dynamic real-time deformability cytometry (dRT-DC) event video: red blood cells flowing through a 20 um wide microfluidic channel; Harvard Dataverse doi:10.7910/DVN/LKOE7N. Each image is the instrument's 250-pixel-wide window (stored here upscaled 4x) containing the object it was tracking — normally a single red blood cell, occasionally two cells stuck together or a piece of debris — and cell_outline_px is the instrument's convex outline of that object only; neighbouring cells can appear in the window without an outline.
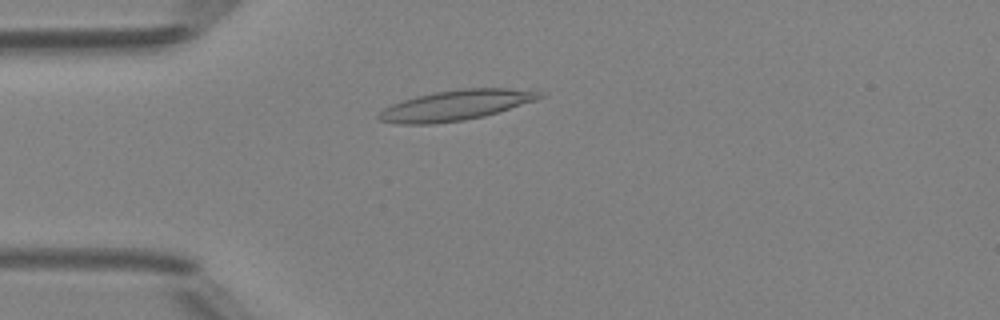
{"species": "Egyptian fruit bat (a non-hibernating species)", "species_latin": "Rousettus aegyptiacus", "temperature_condition": "room temperature", "stored_images_in_passage": 32, "camera_frame_rate_fps": 3000, "um_per_image_px": 0.085, "animal": {"sex": "female"}, "frame": {"image": 1, "passage_image": 5, "time_ms": 1.333, "image_size_px": [1000, 320], "cell_outline_px": [[544, 96], [536, 100], [484, 116], [464, 120], [432, 124], [396, 124], [380, 120], [376, 116], [384, 108], [392, 104], [416, 96], [432, 92], [460, 88], [508, 88], [544, 92]], "centroid_in_image_um": [38.73, 8.94], "position_along_channel_um": 46.3, "area_um2": 28.32}}
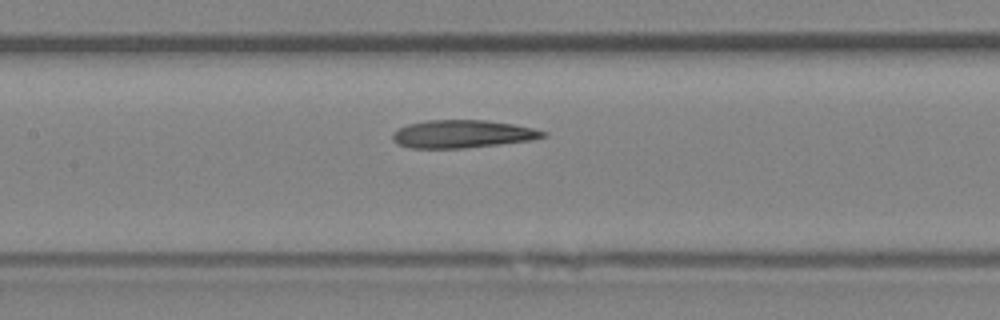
{"frame": {"image": 2, "passage_image": 15, "time_ms": 4.667, "image_size_px": [1000, 320], "cell_outline_px": [[548, 136], [532, 140], [464, 148], [412, 148], [396, 144], [392, 140], [392, 132], [408, 124], [428, 120], [484, 120], [512, 124], [532, 128], [548, 132]], "centroid_in_image_um": [39.29, 11.39], "position_along_channel_um": 168.1, "area_um2": 24.39}}
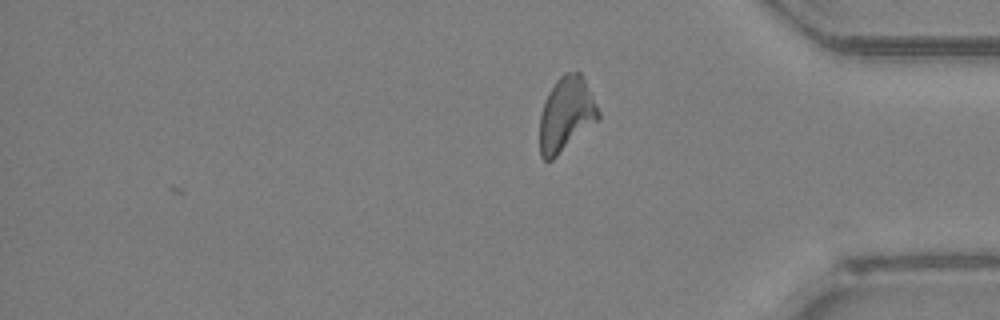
{"frame": {"image": 3, "passage_image": 32, "time_ms": 10.333, "image_size_px": [1000, 320], "cell_outline_px": [[600, 120], [552, 160], [544, 160], [540, 156], [540, 116], [548, 92], [556, 80], [564, 72], [580, 72], [600, 112]], "centroid_in_image_um": [48.13, 9.74], "position_along_channel_um": 387.1, "area_um2": 25.37}, "authors_computed_cell_mechanics": {"area_um2": 24.7384, "velocity_mm_per_s": 4.1528, "shape_relaxation_time_tau1_ms": null, "shape_relaxation_time_tau2_ms": 6.1173, "deformation_change_tau1": null, "deformation_change_tau2": 0.2067}}